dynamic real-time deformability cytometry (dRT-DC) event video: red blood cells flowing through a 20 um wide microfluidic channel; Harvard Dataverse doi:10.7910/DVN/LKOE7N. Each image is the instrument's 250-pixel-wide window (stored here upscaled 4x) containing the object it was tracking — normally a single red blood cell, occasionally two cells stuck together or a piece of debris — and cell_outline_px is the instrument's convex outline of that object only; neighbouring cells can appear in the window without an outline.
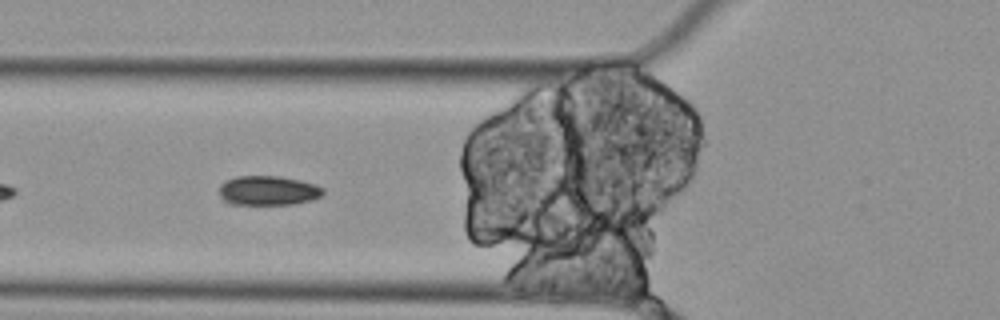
{"species": "Egyptian fruit bat (a non-hibernating species)", "species_latin": "Rousettus aegyptiacus", "temperature_condition": "cold", "stored_images_in_passage": 5, "camera_frame_rate_fps": 3000, "um_per_image_px": 0.085, "animal": {"sex": "female"}, "frame": {"image": 1, "passage_image": 4, "time_ms": 1.0, "image_size_px": [1000, 320], "cell_outline_px": [[324, 192], [320, 196], [312, 200], [292, 204], [228, 204], [220, 196], [220, 184], [224, 180], [236, 176], [280, 176], [300, 180], [316, 184], [324, 188]], "centroid_in_image_um": [22.78, 16.19], "position_along_channel_um": 103.0, "area_um2": 17.98}}
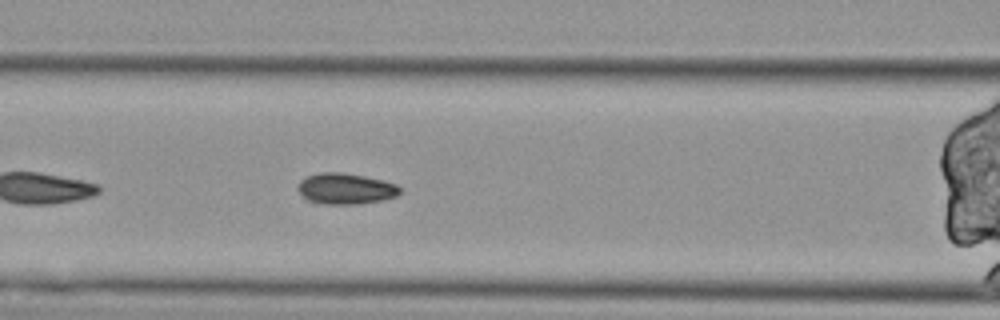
{"frame": {"image": 2, "passage_image": 5, "time_ms": 1.333, "image_size_px": [1000, 320], "cell_outline_px": [[400, 192], [396, 196], [384, 200], [356, 204], [312, 204], [304, 200], [296, 188], [300, 180], [308, 176], [320, 172], [340, 172], [364, 176], [396, 184], [400, 188]], "centroid_in_image_um": [29.3, 16.06], "position_along_channel_um": 137.3, "area_um2": 18.67}}